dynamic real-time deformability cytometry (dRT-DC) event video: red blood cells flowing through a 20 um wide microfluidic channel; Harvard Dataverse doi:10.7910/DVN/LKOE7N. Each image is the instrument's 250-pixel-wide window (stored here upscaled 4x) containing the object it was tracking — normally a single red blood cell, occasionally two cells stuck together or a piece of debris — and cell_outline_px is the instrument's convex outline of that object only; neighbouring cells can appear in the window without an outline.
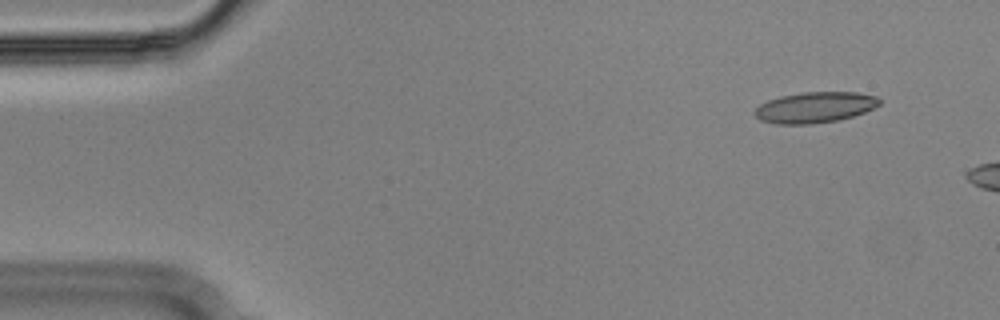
{"species": "Egyptian fruit bat (a non-hibernating species)", "species_latin": "Rousettus aegyptiacus", "temperature_condition": "cold", "stored_images_in_passage": 6, "camera_frame_rate_fps": 3000, "um_per_image_px": 0.085, "animal": {"sex": "male"}, "frame": {"image": 1, "passage_image": 1, "time_ms": 0.0, "image_size_px": [1000, 320], "cell_outline_px": [[880, 104], [864, 112], [852, 116], [836, 120], [812, 124], [776, 124], [760, 120], [752, 112], [760, 104], [768, 100], [780, 96], [800, 92], [856, 92], [876, 96], [880, 100]], "centroid_in_image_um": [69.22, 9.12], "position_along_channel_um": 15.8, "area_um2": 22.37}}